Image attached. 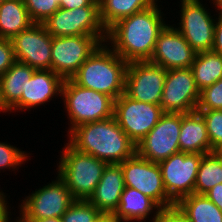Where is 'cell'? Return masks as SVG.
I'll return each mask as SVG.
<instances>
[{"label": "cell", "instance_id": "obj_1", "mask_svg": "<svg viewBox=\"0 0 222 222\" xmlns=\"http://www.w3.org/2000/svg\"><path fill=\"white\" fill-rule=\"evenodd\" d=\"M159 2L119 20L107 30L105 43L127 63L150 60L157 37L168 24Z\"/></svg>", "mask_w": 222, "mask_h": 222}, {"label": "cell", "instance_id": "obj_2", "mask_svg": "<svg viewBox=\"0 0 222 222\" xmlns=\"http://www.w3.org/2000/svg\"><path fill=\"white\" fill-rule=\"evenodd\" d=\"M67 143L76 151L89 154L107 164H120L136 154V144L118 125L114 116L73 128Z\"/></svg>", "mask_w": 222, "mask_h": 222}, {"label": "cell", "instance_id": "obj_3", "mask_svg": "<svg viewBox=\"0 0 222 222\" xmlns=\"http://www.w3.org/2000/svg\"><path fill=\"white\" fill-rule=\"evenodd\" d=\"M128 63L106 43H101L71 78L77 85L116 100L125 91Z\"/></svg>", "mask_w": 222, "mask_h": 222}, {"label": "cell", "instance_id": "obj_4", "mask_svg": "<svg viewBox=\"0 0 222 222\" xmlns=\"http://www.w3.org/2000/svg\"><path fill=\"white\" fill-rule=\"evenodd\" d=\"M56 161L58 175L75 200H89L98 185L107 163L96 157L81 153L67 142Z\"/></svg>", "mask_w": 222, "mask_h": 222}, {"label": "cell", "instance_id": "obj_5", "mask_svg": "<svg viewBox=\"0 0 222 222\" xmlns=\"http://www.w3.org/2000/svg\"><path fill=\"white\" fill-rule=\"evenodd\" d=\"M68 118L69 133L88 122L101 121L114 116V99L104 93L77 85L72 79L63 81L61 98Z\"/></svg>", "mask_w": 222, "mask_h": 222}, {"label": "cell", "instance_id": "obj_6", "mask_svg": "<svg viewBox=\"0 0 222 222\" xmlns=\"http://www.w3.org/2000/svg\"><path fill=\"white\" fill-rule=\"evenodd\" d=\"M56 180L24 196L18 205L20 219L61 218L75 201L64 181L57 175Z\"/></svg>", "mask_w": 222, "mask_h": 222}, {"label": "cell", "instance_id": "obj_7", "mask_svg": "<svg viewBox=\"0 0 222 222\" xmlns=\"http://www.w3.org/2000/svg\"><path fill=\"white\" fill-rule=\"evenodd\" d=\"M42 24L52 37L85 35L106 42L107 31L100 20L99 6L59 8Z\"/></svg>", "mask_w": 222, "mask_h": 222}, {"label": "cell", "instance_id": "obj_8", "mask_svg": "<svg viewBox=\"0 0 222 222\" xmlns=\"http://www.w3.org/2000/svg\"><path fill=\"white\" fill-rule=\"evenodd\" d=\"M202 1L180 0V20L177 25L173 24L197 53L212 50L216 22V14Z\"/></svg>", "mask_w": 222, "mask_h": 222}, {"label": "cell", "instance_id": "obj_9", "mask_svg": "<svg viewBox=\"0 0 222 222\" xmlns=\"http://www.w3.org/2000/svg\"><path fill=\"white\" fill-rule=\"evenodd\" d=\"M180 113H163L158 123L136 144V154L154 163L180 152Z\"/></svg>", "mask_w": 222, "mask_h": 222}, {"label": "cell", "instance_id": "obj_10", "mask_svg": "<svg viewBox=\"0 0 222 222\" xmlns=\"http://www.w3.org/2000/svg\"><path fill=\"white\" fill-rule=\"evenodd\" d=\"M125 187L140 191L154 200L161 208L176 203L167 195L158 163L141 158L137 154L120 163Z\"/></svg>", "mask_w": 222, "mask_h": 222}, {"label": "cell", "instance_id": "obj_11", "mask_svg": "<svg viewBox=\"0 0 222 222\" xmlns=\"http://www.w3.org/2000/svg\"><path fill=\"white\" fill-rule=\"evenodd\" d=\"M162 114L160 105L137 101L124 93L114 101V117L135 144L149 133Z\"/></svg>", "mask_w": 222, "mask_h": 222}, {"label": "cell", "instance_id": "obj_12", "mask_svg": "<svg viewBox=\"0 0 222 222\" xmlns=\"http://www.w3.org/2000/svg\"><path fill=\"white\" fill-rule=\"evenodd\" d=\"M100 44L95 36L52 37L51 70L63 80L71 79Z\"/></svg>", "mask_w": 222, "mask_h": 222}, {"label": "cell", "instance_id": "obj_13", "mask_svg": "<svg viewBox=\"0 0 222 222\" xmlns=\"http://www.w3.org/2000/svg\"><path fill=\"white\" fill-rule=\"evenodd\" d=\"M203 155L179 152L158 163L167 195L175 203L194 193L198 167Z\"/></svg>", "mask_w": 222, "mask_h": 222}, {"label": "cell", "instance_id": "obj_14", "mask_svg": "<svg viewBox=\"0 0 222 222\" xmlns=\"http://www.w3.org/2000/svg\"><path fill=\"white\" fill-rule=\"evenodd\" d=\"M199 99L191 67L167 70L160 101L163 113H191L197 110Z\"/></svg>", "mask_w": 222, "mask_h": 222}, {"label": "cell", "instance_id": "obj_15", "mask_svg": "<svg viewBox=\"0 0 222 222\" xmlns=\"http://www.w3.org/2000/svg\"><path fill=\"white\" fill-rule=\"evenodd\" d=\"M166 74L164 67L149 61L128 62L124 94L137 101L160 105Z\"/></svg>", "mask_w": 222, "mask_h": 222}, {"label": "cell", "instance_id": "obj_16", "mask_svg": "<svg viewBox=\"0 0 222 222\" xmlns=\"http://www.w3.org/2000/svg\"><path fill=\"white\" fill-rule=\"evenodd\" d=\"M17 62L35 70L51 69L52 36L43 24L33 23L10 39Z\"/></svg>", "mask_w": 222, "mask_h": 222}, {"label": "cell", "instance_id": "obj_17", "mask_svg": "<svg viewBox=\"0 0 222 222\" xmlns=\"http://www.w3.org/2000/svg\"><path fill=\"white\" fill-rule=\"evenodd\" d=\"M196 54L183 35L173 25L167 24L157 37L149 62L166 70L190 68Z\"/></svg>", "mask_w": 222, "mask_h": 222}, {"label": "cell", "instance_id": "obj_18", "mask_svg": "<svg viewBox=\"0 0 222 222\" xmlns=\"http://www.w3.org/2000/svg\"><path fill=\"white\" fill-rule=\"evenodd\" d=\"M63 81L51 69L36 70L27 81L21 98L7 111L8 115L12 112L31 111L30 109L47 105L52 98L53 101L56 97L60 98Z\"/></svg>", "mask_w": 222, "mask_h": 222}, {"label": "cell", "instance_id": "obj_19", "mask_svg": "<svg viewBox=\"0 0 222 222\" xmlns=\"http://www.w3.org/2000/svg\"><path fill=\"white\" fill-rule=\"evenodd\" d=\"M125 189L120 164H107L102 177L89 202L102 214L112 215L119 206L121 194Z\"/></svg>", "mask_w": 222, "mask_h": 222}, {"label": "cell", "instance_id": "obj_20", "mask_svg": "<svg viewBox=\"0 0 222 222\" xmlns=\"http://www.w3.org/2000/svg\"><path fill=\"white\" fill-rule=\"evenodd\" d=\"M161 209L154 200L140 191L125 187L120 197L119 206L112 217L117 222H146V220L150 222L156 218Z\"/></svg>", "mask_w": 222, "mask_h": 222}, {"label": "cell", "instance_id": "obj_21", "mask_svg": "<svg viewBox=\"0 0 222 222\" xmlns=\"http://www.w3.org/2000/svg\"><path fill=\"white\" fill-rule=\"evenodd\" d=\"M179 147L184 153H211L206 123L199 111L181 114Z\"/></svg>", "mask_w": 222, "mask_h": 222}, {"label": "cell", "instance_id": "obj_22", "mask_svg": "<svg viewBox=\"0 0 222 222\" xmlns=\"http://www.w3.org/2000/svg\"><path fill=\"white\" fill-rule=\"evenodd\" d=\"M36 70L29 65L15 62L0 77L1 112L7 111L21 98L27 81Z\"/></svg>", "mask_w": 222, "mask_h": 222}, {"label": "cell", "instance_id": "obj_23", "mask_svg": "<svg viewBox=\"0 0 222 222\" xmlns=\"http://www.w3.org/2000/svg\"><path fill=\"white\" fill-rule=\"evenodd\" d=\"M33 24L24 0H3L0 4V38L11 39Z\"/></svg>", "mask_w": 222, "mask_h": 222}, {"label": "cell", "instance_id": "obj_24", "mask_svg": "<svg viewBox=\"0 0 222 222\" xmlns=\"http://www.w3.org/2000/svg\"><path fill=\"white\" fill-rule=\"evenodd\" d=\"M159 0H98L100 20L106 31L119 20L154 6Z\"/></svg>", "mask_w": 222, "mask_h": 222}, {"label": "cell", "instance_id": "obj_25", "mask_svg": "<svg viewBox=\"0 0 222 222\" xmlns=\"http://www.w3.org/2000/svg\"><path fill=\"white\" fill-rule=\"evenodd\" d=\"M176 205L190 222H222V211L206 195L192 193Z\"/></svg>", "mask_w": 222, "mask_h": 222}, {"label": "cell", "instance_id": "obj_26", "mask_svg": "<svg viewBox=\"0 0 222 222\" xmlns=\"http://www.w3.org/2000/svg\"><path fill=\"white\" fill-rule=\"evenodd\" d=\"M191 70L200 91L222 78V55L214 51L198 52Z\"/></svg>", "mask_w": 222, "mask_h": 222}, {"label": "cell", "instance_id": "obj_27", "mask_svg": "<svg viewBox=\"0 0 222 222\" xmlns=\"http://www.w3.org/2000/svg\"><path fill=\"white\" fill-rule=\"evenodd\" d=\"M222 183V157L215 151L204 154L197 172L194 193L205 195L216 184Z\"/></svg>", "mask_w": 222, "mask_h": 222}, {"label": "cell", "instance_id": "obj_28", "mask_svg": "<svg viewBox=\"0 0 222 222\" xmlns=\"http://www.w3.org/2000/svg\"><path fill=\"white\" fill-rule=\"evenodd\" d=\"M103 214L88 200H75L62 215V222H95Z\"/></svg>", "mask_w": 222, "mask_h": 222}, {"label": "cell", "instance_id": "obj_29", "mask_svg": "<svg viewBox=\"0 0 222 222\" xmlns=\"http://www.w3.org/2000/svg\"><path fill=\"white\" fill-rule=\"evenodd\" d=\"M30 155L31 154L23 151L19 147L17 148L12 144L0 141V171L1 169L2 172L5 169H8V171L13 169L12 171L15 173L20 169L19 167H22V164L25 165V162H27L28 159L30 160Z\"/></svg>", "mask_w": 222, "mask_h": 222}, {"label": "cell", "instance_id": "obj_30", "mask_svg": "<svg viewBox=\"0 0 222 222\" xmlns=\"http://www.w3.org/2000/svg\"><path fill=\"white\" fill-rule=\"evenodd\" d=\"M60 0H24L33 23L42 24L60 8Z\"/></svg>", "mask_w": 222, "mask_h": 222}, {"label": "cell", "instance_id": "obj_31", "mask_svg": "<svg viewBox=\"0 0 222 222\" xmlns=\"http://www.w3.org/2000/svg\"><path fill=\"white\" fill-rule=\"evenodd\" d=\"M206 123L211 152L222 145V110H197Z\"/></svg>", "mask_w": 222, "mask_h": 222}, {"label": "cell", "instance_id": "obj_32", "mask_svg": "<svg viewBox=\"0 0 222 222\" xmlns=\"http://www.w3.org/2000/svg\"><path fill=\"white\" fill-rule=\"evenodd\" d=\"M197 110H222V78L200 91Z\"/></svg>", "mask_w": 222, "mask_h": 222}, {"label": "cell", "instance_id": "obj_33", "mask_svg": "<svg viewBox=\"0 0 222 222\" xmlns=\"http://www.w3.org/2000/svg\"><path fill=\"white\" fill-rule=\"evenodd\" d=\"M16 62L10 39L0 38V77Z\"/></svg>", "mask_w": 222, "mask_h": 222}, {"label": "cell", "instance_id": "obj_34", "mask_svg": "<svg viewBox=\"0 0 222 222\" xmlns=\"http://www.w3.org/2000/svg\"><path fill=\"white\" fill-rule=\"evenodd\" d=\"M151 222H190L187 216L175 204L162 208L156 218Z\"/></svg>", "mask_w": 222, "mask_h": 222}, {"label": "cell", "instance_id": "obj_35", "mask_svg": "<svg viewBox=\"0 0 222 222\" xmlns=\"http://www.w3.org/2000/svg\"><path fill=\"white\" fill-rule=\"evenodd\" d=\"M212 51L222 55V16L216 15Z\"/></svg>", "mask_w": 222, "mask_h": 222}, {"label": "cell", "instance_id": "obj_36", "mask_svg": "<svg viewBox=\"0 0 222 222\" xmlns=\"http://www.w3.org/2000/svg\"><path fill=\"white\" fill-rule=\"evenodd\" d=\"M60 8L75 9L85 6H99L98 0H60Z\"/></svg>", "mask_w": 222, "mask_h": 222}, {"label": "cell", "instance_id": "obj_37", "mask_svg": "<svg viewBox=\"0 0 222 222\" xmlns=\"http://www.w3.org/2000/svg\"><path fill=\"white\" fill-rule=\"evenodd\" d=\"M6 195V193L3 192L0 188V222H7L13 215L11 213L10 203L8 201V198L10 196Z\"/></svg>", "mask_w": 222, "mask_h": 222}, {"label": "cell", "instance_id": "obj_38", "mask_svg": "<svg viewBox=\"0 0 222 222\" xmlns=\"http://www.w3.org/2000/svg\"><path fill=\"white\" fill-rule=\"evenodd\" d=\"M205 195L222 211V183L216 184Z\"/></svg>", "mask_w": 222, "mask_h": 222}, {"label": "cell", "instance_id": "obj_39", "mask_svg": "<svg viewBox=\"0 0 222 222\" xmlns=\"http://www.w3.org/2000/svg\"><path fill=\"white\" fill-rule=\"evenodd\" d=\"M23 222H62L61 218L21 219Z\"/></svg>", "mask_w": 222, "mask_h": 222}, {"label": "cell", "instance_id": "obj_40", "mask_svg": "<svg viewBox=\"0 0 222 222\" xmlns=\"http://www.w3.org/2000/svg\"><path fill=\"white\" fill-rule=\"evenodd\" d=\"M209 3H212V7L215 8V12H217L218 16H222V0H208Z\"/></svg>", "mask_w": 222, "mask_h": 222}, {"label": "cell", "instance_id": "obj_41", "mask_svg": "<svg viewBox=\"0 0 222 222\" xmlns=\"http://www.w3.org/2000/svg\"><path fill=\"white\" fill-rule=\"evenodd\" d=\"M95 222H117L112 215L103 214L97 221Z\"/></svg>", "mask_w": 222, "mask_h": 222}, {"label": "cell", "instance_id": "obj_42", "mask_svg": "<svg viewBox=\"0 0 222 222\" xmlns=\"http://www.w3.org/2000/svg\"><path fill=\"white\" fill-rule=\"evenodd\" d=\"M13 218L11 217L7 222H23L18 216L14 217V221L12 220ZM12 220V221H11Z\"/></svg>", "mask_w": 222, "mask_h": 222}, {"label": "cell", "instance_id": "obj_43", "mask_svg": "<svg viewBox=\"0 0 222 222\" xmlns=\"http://www.w3.org/2000/svg\"><path fill=\"white\" fill-rule=\"evenodd\" d=\"M215 152H216L220 157H222V145H221L219 148H217V149L215 150Z\"/></svg>", "mask_w": 222, "mask_h": 222}]
</instances>
